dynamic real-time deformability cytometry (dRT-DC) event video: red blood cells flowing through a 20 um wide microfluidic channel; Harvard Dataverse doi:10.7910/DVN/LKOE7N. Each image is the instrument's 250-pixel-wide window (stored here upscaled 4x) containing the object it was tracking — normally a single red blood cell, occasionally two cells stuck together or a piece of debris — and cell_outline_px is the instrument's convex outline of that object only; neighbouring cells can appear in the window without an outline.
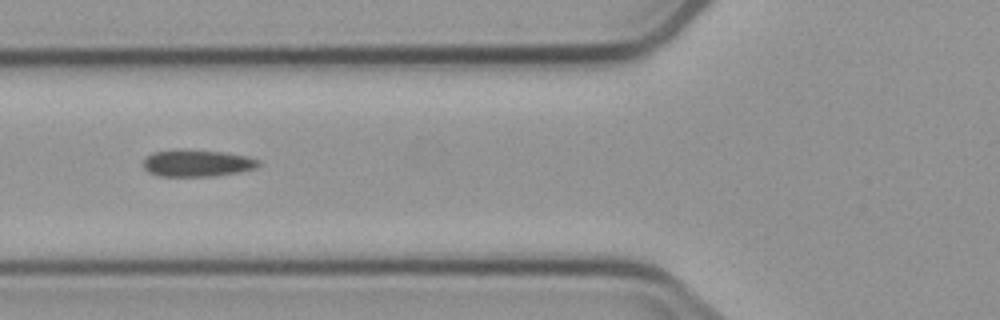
{"species": "common noctule bat (a hibernating species)", "species_latin": "Nyctalus noctula", "temperature_condition": "cold", "stored_images_in_passage": 5, "camera_frame_rate_fps": 3000, "um_per_image_px": 0.085, "animal": {"sex": "male", "body_mass_g": 23.1, "forearm_length_mm": 52.7}, "frame": {"image": 1, "passage_image": 2, "time_ms": 1.333, "image_size_px": [1000, 320], "cell_outline_px": [[260, 164], [256, 168], [240, 172], [212, 176], [160, 176], [148, 172], [144, 168], [144, 160], [152, 152], [180, 148], [184, 148], [224, 152], [244, 156], [260, 160]], "centroid_in_image_um": [16.74, 13.85], "position_along_channel_um": 109.1, "area_um2": 18.26}}
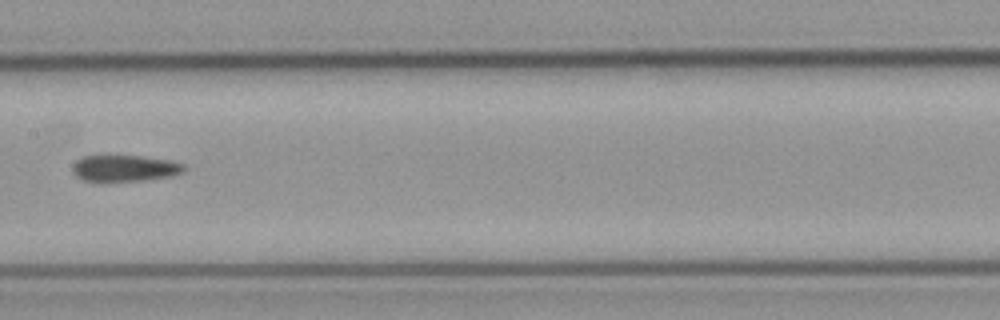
{"frame": {"image": 2, "passage_image": 4, "time_ms": 3.667, "image_size_px": [1000, 320], "cell_outline_px": [[184, 172], [172, 176], [144, 180], [84, 180], [76, 176], [72, 168], [76, 160], [84, 156], [144, 156], [168, 160], [184, 164]], "centroid_in_image_um": [10.63, 14.28], "position_along_channel_um": 196.8, "area_um2": 16.76}}
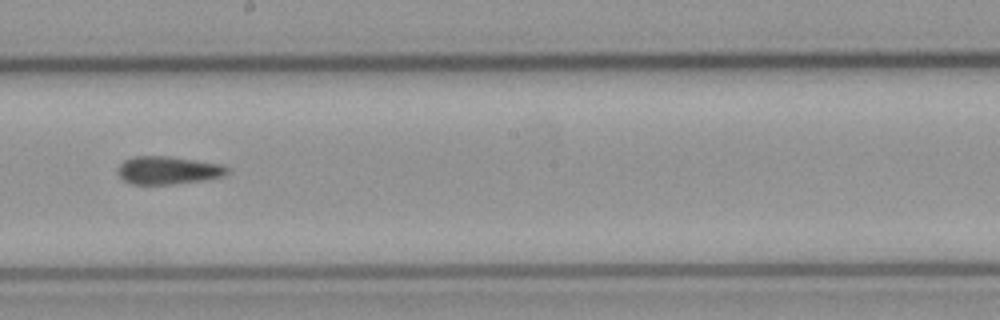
{"frame": {"image": 3, "passage_image": 5, "time_ms": 4.667, "image_size_px": [1000, 320], "cell_outline_px": [[228, 172], [224, 176], [208, 180], [172, 184], [132, 184], [124, 180], [116, 172], [116, 168], [124, 160], [132, 156], [168, 156], [220, 164], [228, 168]], "centroid_in_image_um": [14.26, 14.48], "position_along_channel_um": 233.9, "area_um2": 17.92}}